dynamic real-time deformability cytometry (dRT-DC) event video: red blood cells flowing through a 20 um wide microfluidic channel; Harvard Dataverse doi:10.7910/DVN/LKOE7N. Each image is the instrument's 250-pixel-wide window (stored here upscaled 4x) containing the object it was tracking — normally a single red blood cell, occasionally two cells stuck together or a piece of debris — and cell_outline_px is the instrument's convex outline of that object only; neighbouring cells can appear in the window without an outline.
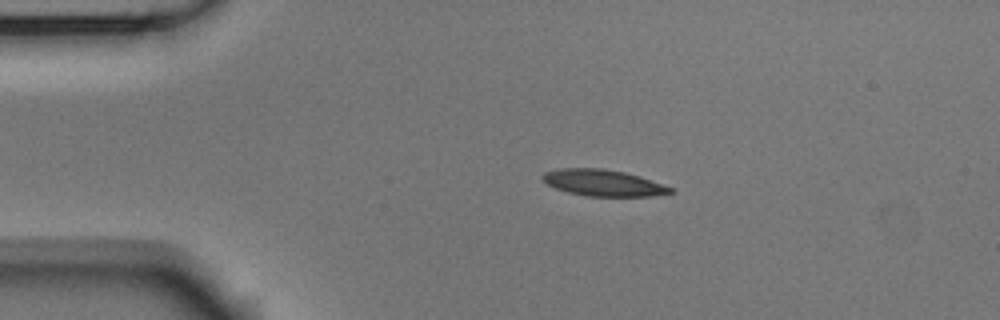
{"species": "Egyptian fruit bat (a non-hibernating species)", "species_latin": "Rousettus aegyptiacus", "temperature_condition": "room temperature", "stored_images_in_passage": 3, "camera_frame_rate_fps": 3000, "um_per_image_px": 0.085, "animal": {"sex": "male"}, "frame": {"image": 1, "passage_image": 2, "time_ms": 0.333, "image_size_px": [1000, 320], "cell_outline_px": [[676, 192], [652, 196], [588, 196], [568, 192], [556, 188], [548, 184], [540, 176], [544, 172], [560, 168], [604, 168], [624, 172], [640, 176], [676, 188]], "centroid_in_image_um": [51.33, 15.54], "position_along_channel_um": 33.7, "area_um2": 19.83}}